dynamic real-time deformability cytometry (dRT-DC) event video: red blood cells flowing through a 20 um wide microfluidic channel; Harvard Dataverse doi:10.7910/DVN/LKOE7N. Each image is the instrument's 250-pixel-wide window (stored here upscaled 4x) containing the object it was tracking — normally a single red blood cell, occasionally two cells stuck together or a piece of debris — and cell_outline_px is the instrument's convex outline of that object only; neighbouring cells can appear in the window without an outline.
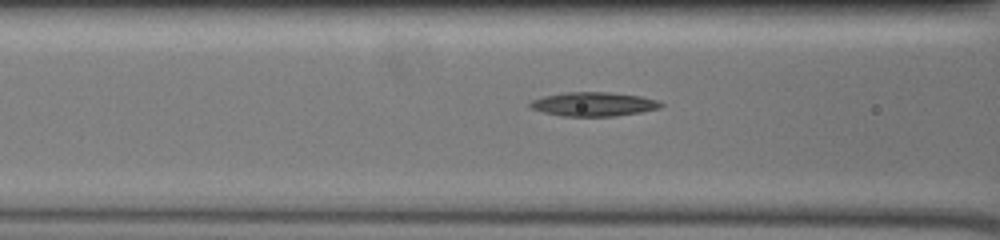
{"species": "common noctule bat (a hibernating species)", "species_latin": "Nyctalus noctula", "temperature_condition": "warm", "stored_images_in_passage": 30, "camera_frame_rate_fps": 3000, "um_per_image_px": 0.085, "animal": {"sex": "female", "body_mass_g": 19.5, "forearm_length_mm": 54.1}, "frame": {"image": 1, "passage_image": 5, "time_ms": 1.333, "image_size_px": [1000, 240], "cell_outline_px": [[664, 104], [660, 108], [640, 112], [616, 116], [560, 116], [528, 108], [528, 104], [532, 100], [544, 96], [564, 92], [608, 92], [640, 96], [656, 100]], "centroid_in_image_um": [50.41, 8.85], "position_along_channel_um": 116.2, "area_um2": 18.32}}
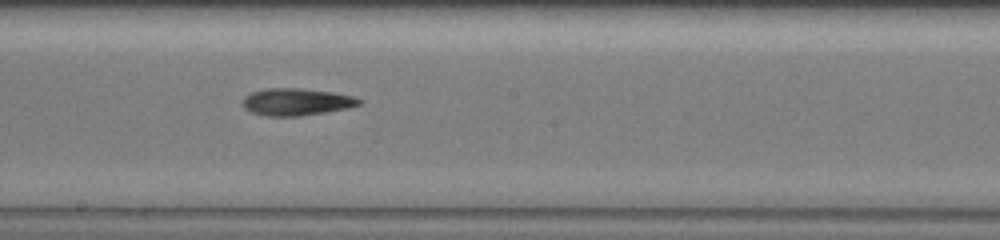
{"frame": {"image": 2, "passage_image": 14, "time_ms": 4.333, "image_size_px": [1000, 240], "cell_outline_px": [[360, 104], [348, 108], [300, 116], [268, 116], [252, 112], [244, 108], [244, 96], [252, 92], [264, 88], [300, 88], [328, 92], [352, 96], [360, 100]], "centroid_in_image_um": [25.15, 8.66], "position_along_channel_um": 223.0, "area_um2": 18.09}}
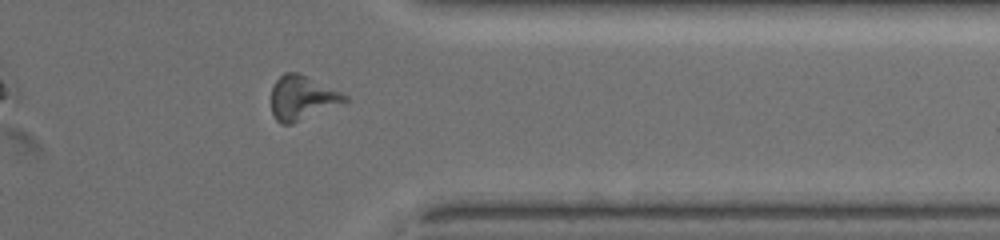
{"frame": {"image": 3, "passage_image": 28, "time_ms": 9.0, "image_size_px": [1000, 240], "cell_outline_px": [[348, 100], [292, 124], [280, 124], [276, 120], [272, 112], [272, 88], [276, 80], [284, 72], [296, 72], [308, 76], [348, 96]], "centroid_in_image_um": [25.64, 8.31], "position_along_channel_um": 385.8, "area_um2": 18.61}, "authors_computed_cell_mechanics": {"area_um2": 18.207, "velocity_mm_per_s": 3.564, "shape_relaxation_time_tau1_ms": null, "shape_relaxation_time_tau2_ms": 5.2947, "deformation_change_tau1": null, "deformation_change_tau2": 0.1626}}